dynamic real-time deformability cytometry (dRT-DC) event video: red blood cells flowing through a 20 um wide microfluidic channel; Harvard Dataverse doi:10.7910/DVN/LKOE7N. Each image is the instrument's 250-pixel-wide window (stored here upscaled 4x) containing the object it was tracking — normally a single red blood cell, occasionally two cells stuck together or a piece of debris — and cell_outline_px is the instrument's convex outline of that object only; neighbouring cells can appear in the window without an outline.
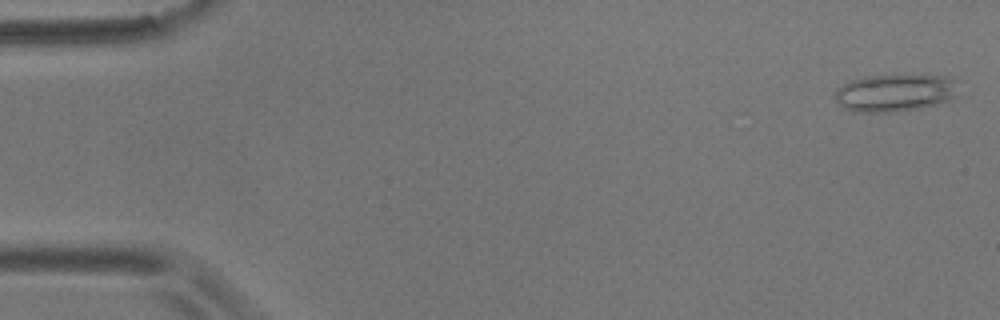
{"species": "common noctule bat (a hibernating species)", "species_latin": "Nyctalus noctula", "temperature_condition": "room temperature", "stored_images_in_passage": 56, "camera_frame_rate_fps": 3000, "um_per_image_px": 0.085, "animal": {"sex": "male", "body_mass_g": 17.9}, "frame": {"image": 1, "passage_image": 1, "time_ms": 0.0, "image_size_px": [1000, 320], "cell_outline_px": [[960, 96], [952, 100], [920, 108], [896, 112], [856, 112], [844, 108], [836, 104], [836, 88], [852, 80], [864, 76], [952, 76]], "centroid_in_image_um": [76.1, 7.91], "position_along_channel_um": 8.9, "area_um2": 27.05}}
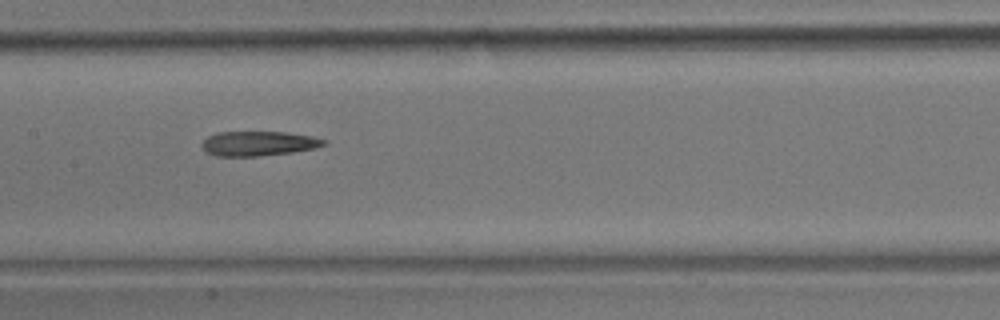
{"frame": {"image": 2, "passage_image": 27, "time_ms": 8.667, "image_size_px": [1000, 320], "cell_outline_px": [[328, 144], [316, 148], [292, 152], [256, 156], [216, 156], [208, 152], [200, 144], [208, 136], [216, 132], [284, 132], [312, 136], [328, 140]], "centroid_in_image_um": [22.01, 12.19], "position_along_channel_um": 185.4, "area_um2": 17.51}}
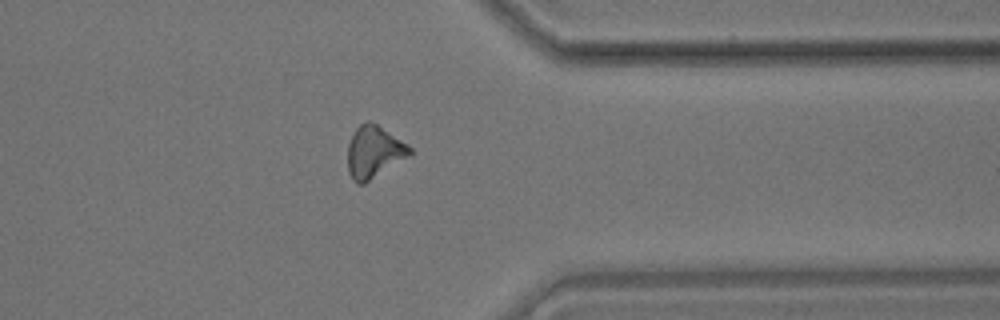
{"frame": {"image": 3, "passage_image": 44, "time_ms": 14.333, "image_size_px": [1000, 320], "cell_outline_px": [[412, 152], [364, 184], [356, 184], [352, 180], [348, 172], [348, 144], [356, 128], [360, 124], [368, 120], [376, 124], [408, 144], [412, 148]], "centroid_in_image_um": [31.74, 12.91], "position_along_channel_um": 379.7, "area_um2": 18.44}}